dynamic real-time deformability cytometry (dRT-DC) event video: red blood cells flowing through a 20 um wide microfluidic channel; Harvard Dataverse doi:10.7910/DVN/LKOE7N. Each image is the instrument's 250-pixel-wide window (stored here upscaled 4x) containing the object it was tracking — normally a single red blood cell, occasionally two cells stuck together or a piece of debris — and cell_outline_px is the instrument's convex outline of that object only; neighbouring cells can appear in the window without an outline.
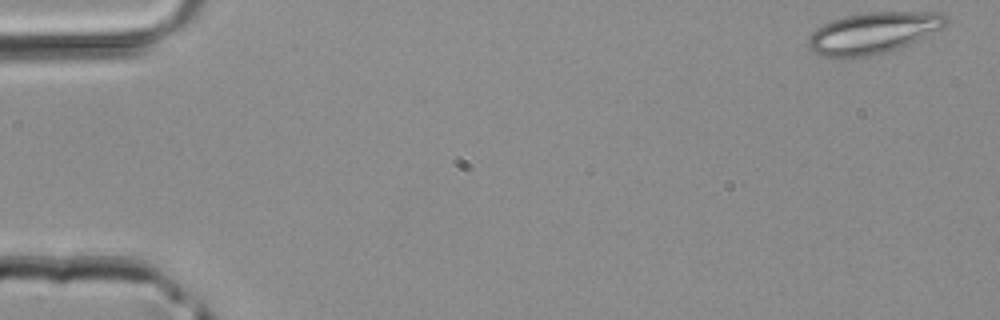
{"species": "common noctule bat (a hibernating species)", "species_latin": "Nyctalus noctula", "temperature_condition": "room temperature", "stored_images_in_passage": 3, "camera_frame_rate_fps": 3000, "um_per_image_px": 0.085, "animal": {"sex": "male", "body_mass_g": 20.4}, "frame": {"image": 1, "passage_image": 1, "time_ms": 0.0, "image_size_px": [1000, 320], "cell_outline_px": [[948, 20], [940, 28], [908, 44], [888, 52], [868, 56], [824, 56], [812, 52], [808, 48], [808, 40], [812, 32], [816, 28], [832, 20], [848, 16], [868, 12], [940, 12]], "centroid_in_image_um": [74.18, 2.79], "position_along_channel_um": 10.8, "area_um2": 32.43}}